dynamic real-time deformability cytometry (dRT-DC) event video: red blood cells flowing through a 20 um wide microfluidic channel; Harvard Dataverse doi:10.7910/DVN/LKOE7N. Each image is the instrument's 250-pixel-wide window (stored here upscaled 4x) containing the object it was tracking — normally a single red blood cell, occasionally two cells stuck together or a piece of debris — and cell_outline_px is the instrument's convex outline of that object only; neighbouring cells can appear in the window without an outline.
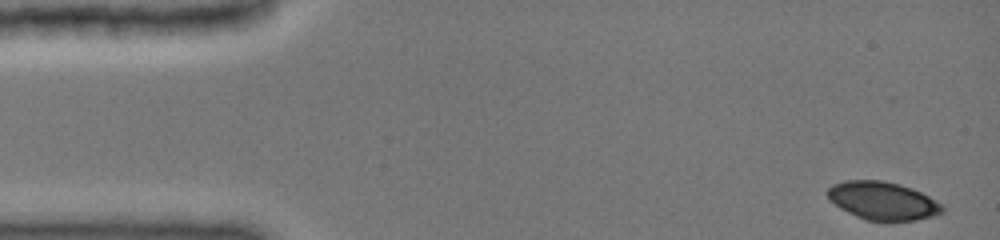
{"species": "common noctule bat (a hibernating species)", "species_latin": "Nyctalus noctula", "temperature_condition": "cold", "stored_images_in_passage": 14, "camera_frame_rate_fps": 3000, "um_per_image_px": 0.085, "animal": {"sex": "female", "body_mass_g": 19.0, "forearm_length_mm": 51.5}, "frame": {"image": 1, "passage_image": 1, "time_ms": 0.0, "image_size_px": [1000, 240], "cell_outline_px": [[944, 212], [932, 216], [916, 220], [864, 220], [840, 208], [828, 200], [828, 188], [832, 184], [844, 180], [880, 180], [900, 184], [912, 188], [944, 204]], "centroid_in_image_um": [75.03, 17.05], "position_along_channel_um": 10.0, "area_um2": 25.49}}
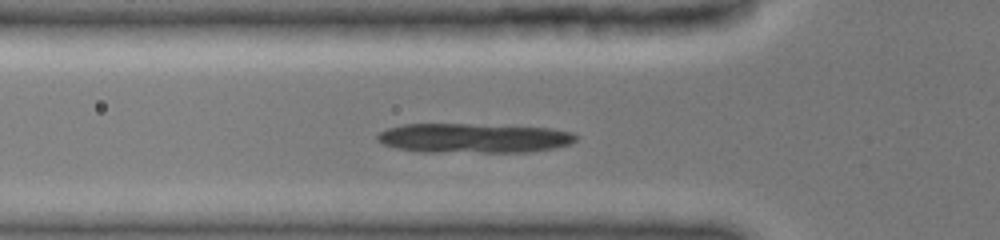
{"frame": {"image": 2, "passage_image": 10, "time_ms": 4.667, "image_size_px": [1000, 240], "cell_outline_px": [[576, 140], [572, 144], [556, 148], [528, 152], [424, 152], [396, 148], [384, 144], [376, 140], [376, 136], [380, 132], [388, 128], [404, 124], [468, 124], [548, 128], [572, 132], [576, 136]], "centroid_in_image_um": [40.26, 11.75], "position_along_channel_um": 85.5, "area_um2": 34.22}}
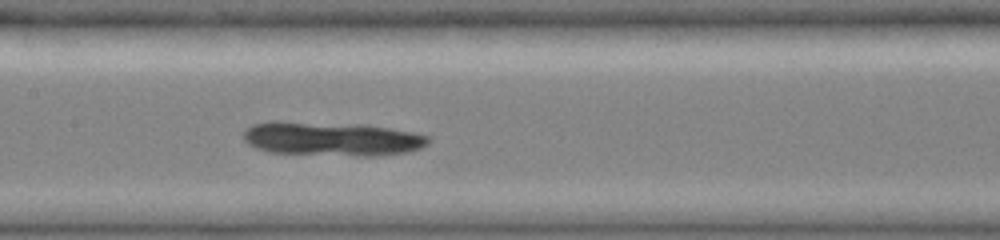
{"frame": {"image": 3, "passage_image": 14, "time_ms": 7.0, "image_size_px": [1000, 240], "cell_outline_px": [[432, 140], [428, 144], [420, 148], [408, 152], [376, 156], [356, 156], [268, 152], [256, 148], [248, 144], [244, 140], [244, 132], [252, 124], [304, 124], [388, 128], [412, 132], [432, 136]], "centroid_in_image_um": [28.32, 11.88], "position_along_channel_um": 179.1, "area_um2": 34.8}}